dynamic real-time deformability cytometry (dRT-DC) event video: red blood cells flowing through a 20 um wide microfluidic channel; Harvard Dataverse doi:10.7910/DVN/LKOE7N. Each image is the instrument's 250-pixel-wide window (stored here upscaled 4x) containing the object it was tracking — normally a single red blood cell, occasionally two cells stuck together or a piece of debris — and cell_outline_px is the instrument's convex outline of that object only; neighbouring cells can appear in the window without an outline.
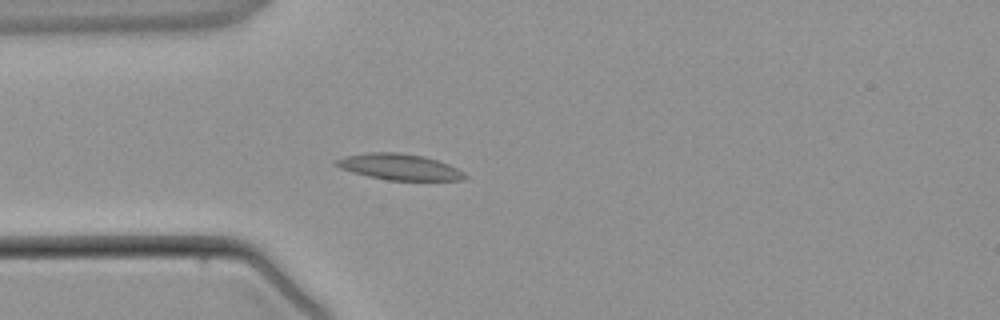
{"species": "common noctule bat (a hibernating species)", "species_latin": "Nyctalus noctula", "temperature_condition": "warm", "stored_images_in_passage": 3, "camera_frame_rate_fps": 3000, "um_per_image_px": 0.085, "animal": {"sex": "male", "body_mass_g": 21.5, "forearm_length_mm": 52.0}, "frame": {"image": 1, "passage_image": 3, "time_ms": 2.333, "image_size_px": [1000, 320], "cell_outline_px": [[468, 176], [464, 180], [388, 180], [368, 176], [352, 172], [340, 168], [332, 164], [336, 160], [344, 156], [368, 152], [400, 152], [424, 156], [448, 164], [464, 172]], "centroid_in_image_um": [33.92, 14.18], "position_along_channel_um": 51.1, "area_um2": 19.59}}